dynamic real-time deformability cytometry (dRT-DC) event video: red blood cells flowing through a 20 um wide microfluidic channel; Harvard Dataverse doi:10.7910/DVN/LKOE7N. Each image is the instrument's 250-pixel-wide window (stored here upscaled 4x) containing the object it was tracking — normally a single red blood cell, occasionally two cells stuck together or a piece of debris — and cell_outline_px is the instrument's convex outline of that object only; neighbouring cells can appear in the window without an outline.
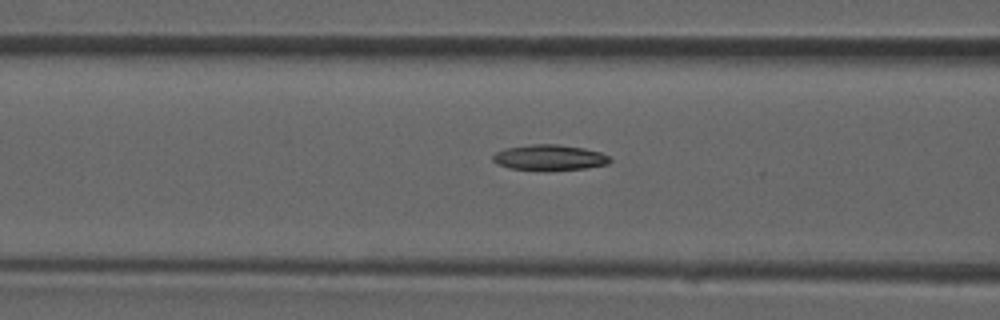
{"species": "common noctule bat (a hibernating species)", "species_latin": "Nyctalus noctula", "temperature_condition": "room temperature", "stored_images_in_passage": 29, "camera_frame_rate_fps": 3000, "um_per_image_px": 0.085, "animal": {"sex": "male", "forearm_length_mm": 52.5}, "frame": {"image": 1, "passage_image": 6, "time_ms": 1.667, "image_size_px": [1000, 320], "cell_outline_px": [[612, 160], [608, 164], [584, 168], [544, 172], [508, 168], [496, 164], [492, 160], [492, 156], [496, 152], [504, 148], [532, 144], [556, 144], [584, 148], [600, 152], [608, 156]], "centroid_in_image_um": [46.66, 13.41], "position_along_channel_um": 119.9, "area_um2": 17.92}}
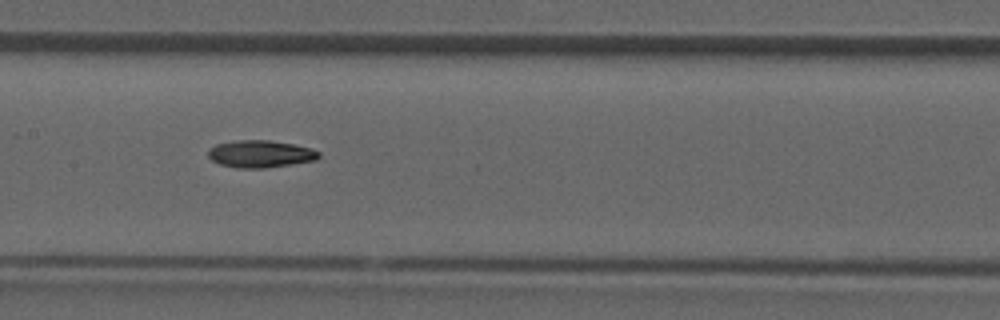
{"frame": {"image": 2, "passage_image": 10, "time_ms": 3.0, "image_size_px": [1000, 320], "cell_outline_px": [[320, 156], [316, 160], [292, 164], [264, 168], [236, 168], [220, 164], [212, 160], [208, 156], [208, 148], [216, 144], [236, 140], [268, 140], [296, 144], [312, 148], [320, 152]], "centroid_in_image_um": [22.14, 13.08], "position_along_channel_um": 185.3, "area_um2": 17.74}}
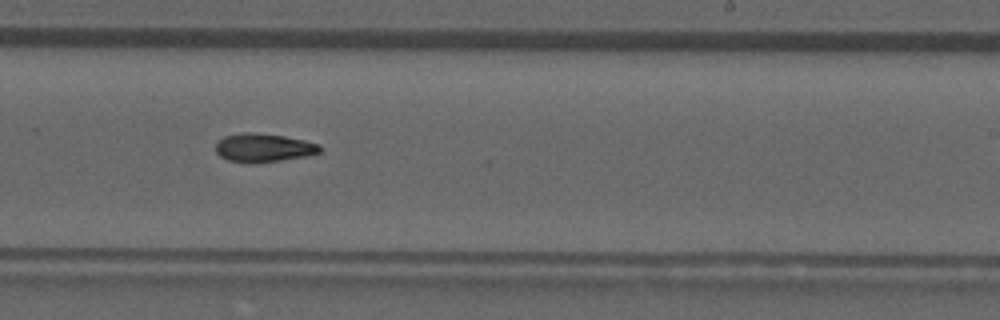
{"frame": {"image": 3, "passage_image": 15, "time_ms": 4.667, "image_size_px": [1000, 320], "cell_outline_px": [[320, 152], [304, 156], [280, 160], [252, 164], [228, 160], [220, 156], [216, 152], [216, 144], [224, 136], [244, 132], [252, 132], [284, 136], [304, 140], [320, 144]], "centroid_in_image_um": [22.37, 12.56], "position_along_channel_um": 266.6, "area_um2": 17.22}}